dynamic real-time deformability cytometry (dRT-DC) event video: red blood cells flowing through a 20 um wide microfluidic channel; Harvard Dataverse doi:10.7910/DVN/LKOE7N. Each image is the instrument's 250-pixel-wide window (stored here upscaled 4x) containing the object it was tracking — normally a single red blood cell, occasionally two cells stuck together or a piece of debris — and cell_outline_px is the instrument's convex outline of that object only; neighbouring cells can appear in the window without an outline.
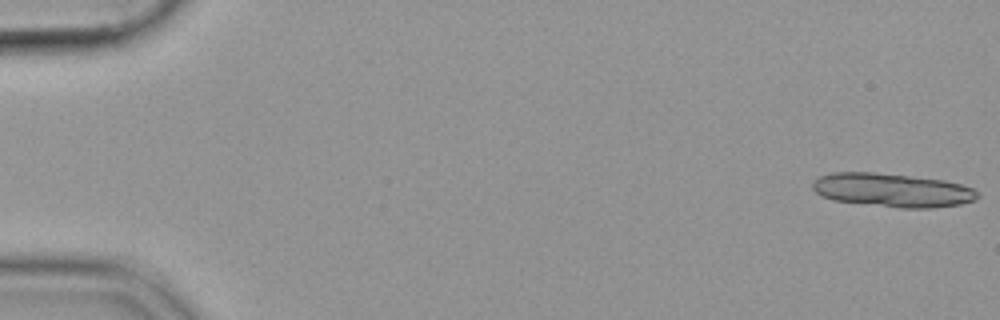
{"species": "common noctule bat (a hibernating species)", "species_latin": "Nyctalus noctula", "temperature_condition": "cold", "stored_images_in_passage": 16, "camera_frame_rate_fps": 3000, "um_per_image_px": 0.085, "animal": {"sex": "female", "body_mass_g": 19.9}, "frame": {"image": 1, "passage_image": 1, "time_ms": 0.0, "image_size_px": [1000, 320], "cell_outline_px": [[980, 196], [976, 200], [960, 204], [932, 208], [900, 208], [832, 200], [820, 196], [812, 188], [812, 184], [820, 176], [832, 172], [872, 172], [944, 180], [960, 184], [972, 188]], "centroid_in_image_um": [75.84, 16.17], "position_along_channel_um": 9.2, "area_um2": 32.31}}